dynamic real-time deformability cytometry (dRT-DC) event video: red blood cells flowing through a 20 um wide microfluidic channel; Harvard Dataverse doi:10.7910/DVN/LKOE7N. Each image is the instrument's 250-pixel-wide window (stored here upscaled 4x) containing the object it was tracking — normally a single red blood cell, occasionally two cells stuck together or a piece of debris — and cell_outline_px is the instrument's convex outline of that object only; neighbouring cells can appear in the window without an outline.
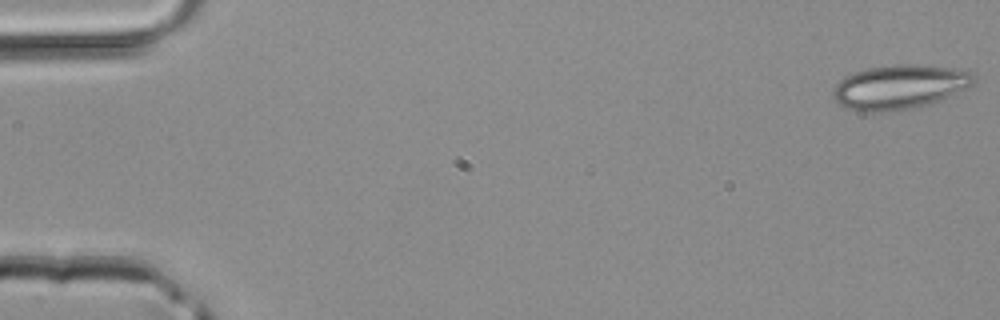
{"species": "common noctule bat (a hibernating species)", "species_latin": "Nyctalus noctula", "temperature_condition": "room temperature", "stored_images_in_passage": 44, "camera_frame_rate_fps": 3000, "um_per_image_px": 0.085, "animal": {"sex": "male", "body_mass_g": 20.4}, "frame": {"image": 1, "passage_image": 1, "time_ms": 0.0, "image_size_px": [1000, 320], "cell_outline_px": [[976, 84], [968, 88], [940, 100], [912, 108], [892, 112], [860, 112], [844, 108], [832, 96], [832, 88], [844, 76], [868, 68], [896, 64], [924, 64], [968, 68], [976, 76]], "centroid_in_image_um": [76.53, 7.37], "position_along_channel_um": 8.5, "area_um2": 37.34}}
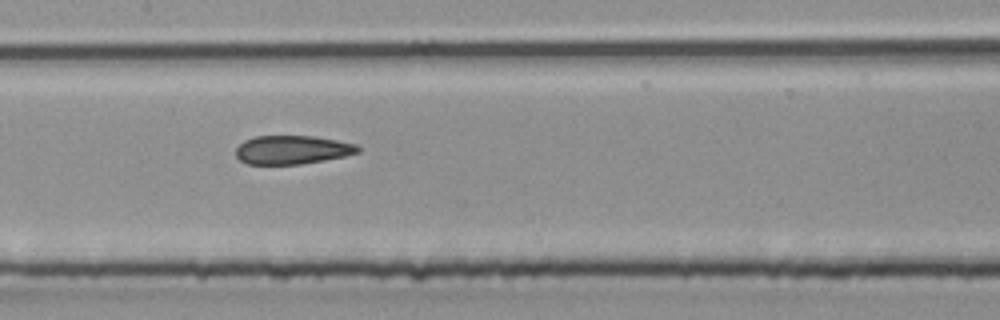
{"frame": {"image": 2, "passage_image": 22, "time_ms": 7.0, "image_size_px": [1000, 320], "cell_outline_px": [[360, 152], [344, 156], [324, 160], [300, 164], [248, 164], [240, 160], [236, 156], [236, 148], [244, 140], [256, 136], [312, 136], [336, 140], [356, 144], [360, 148]], "centroid_in_image_um": [24.83, 12.73], "position_along_channel_um": 182.6, "area_um2": 20.29}}
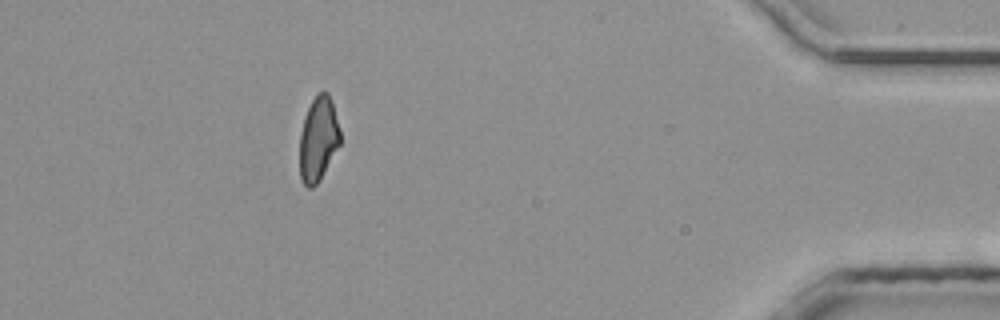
{"frame": {"image": 3, "passage_image": 40, "time_ms": 13.0, "image_size_px": [1000, 320], "cell_outline_px": [[340, 144], [316, 184], [312, 188], [308, 188], [304, 184], [300, 176], [300, 132], [304, 116], [316, 92], [328, 92], [340, 128]], "centroid_in_image_um": [27.04, 11.79], "position_along_channel_um": 408.2, "area_um2": 19.71}}